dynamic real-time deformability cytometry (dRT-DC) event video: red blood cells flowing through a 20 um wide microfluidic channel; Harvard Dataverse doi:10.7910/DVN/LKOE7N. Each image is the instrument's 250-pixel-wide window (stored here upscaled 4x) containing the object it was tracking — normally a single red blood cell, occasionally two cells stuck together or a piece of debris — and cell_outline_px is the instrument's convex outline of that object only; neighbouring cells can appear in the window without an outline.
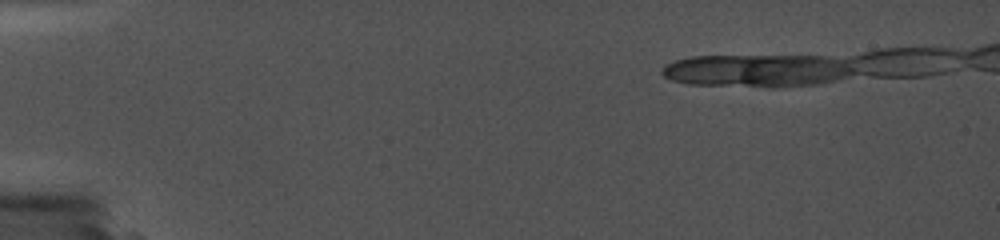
{"species": "common noctule bat (a hibernating species)", "species_latin": "Nyctalus noctula", "temperature_condition": "cold", "stored_images_in_passage": 3, "camera_frame_rate_fps": 5000, "um_per_image_px": 0.085, "animal": {"sex": "female", "body_mass_g": 19.0, "forearm_length_mm": 56.7}, "frame": {"image": 1, "passage_image": 2, "time_ms": 1.2, "image_size_px": [1000, 240], "cell_outline_px": [[684, 136], [640, 140], [564, 136], [524, 132], [516, 128], [516, 124], [636, 128], [684, 132]], "centroid_in_image_um": [50.94, 11.22], "position_along_channel_um": 34.1, "area_um2": 11.56}}